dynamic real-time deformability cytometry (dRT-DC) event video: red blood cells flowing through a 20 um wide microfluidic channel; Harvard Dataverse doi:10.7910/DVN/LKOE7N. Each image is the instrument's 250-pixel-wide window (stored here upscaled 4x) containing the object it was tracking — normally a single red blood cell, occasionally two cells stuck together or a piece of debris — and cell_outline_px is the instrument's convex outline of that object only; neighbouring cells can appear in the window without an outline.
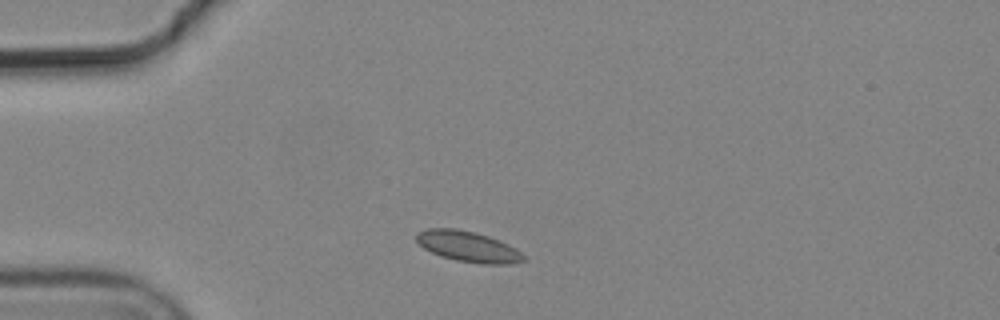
{"species": "common noctule bat (a hibernating species)", "species_latin": "Nyctalus noctula", "temperature_condition": "cold", "stored_images_in_passage": 10, "camera_frame_rate_fps": 3000, "um_per_image_px": 0.085, "animal": {"sex": "male", "body_mass_g": 19.2, "forearm_length_mm": 51.8}, "frame": {"image": 1, "passage_image": 1, "time_ms": 0.0, "image_size_px": [1000, 320], "cell_outline_px": [[524, 260], [516, 264], [484, 264], [456, 260], [440, 256], [424, 248], [416, 240], [416, 232], [428, 228], [456, 228], [476, 232], [488, 236], [508, 244], [516, 248], [524, 256]], "centroid_in_image_um": [39.78, 20.95], "position_along_channel_um": 45.2, "area_um2": 19.19}}
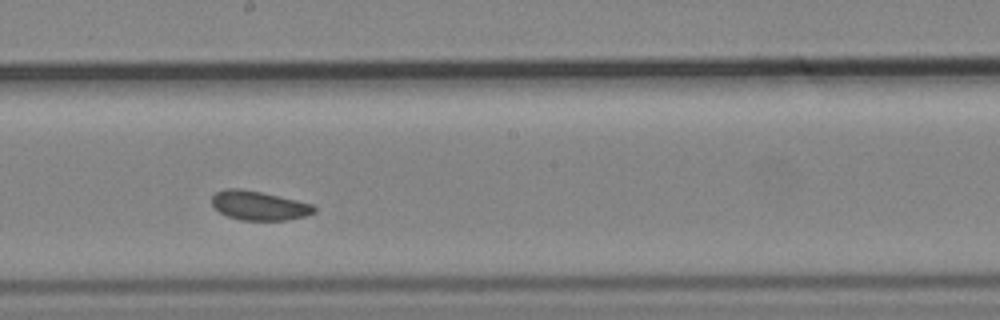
{"frame": {"image": 2, "passage_image": 6, "time_ms": 1.667, "image_size_px": [1000, 320], "cell_outline_px": [[316, 212], [304, 216], [288, 220], [240, 220], [228, 216], [220, 212], [212, 204], [212, 196], [216, 192], [224, 188], [240, 188], [260, 192], [296, 200], [312, 204], [316, 208]], "centroid_in_image_um": [22.0, 17.47], "position_along_channel_um": 226.2, "area_um2": 17.28}}
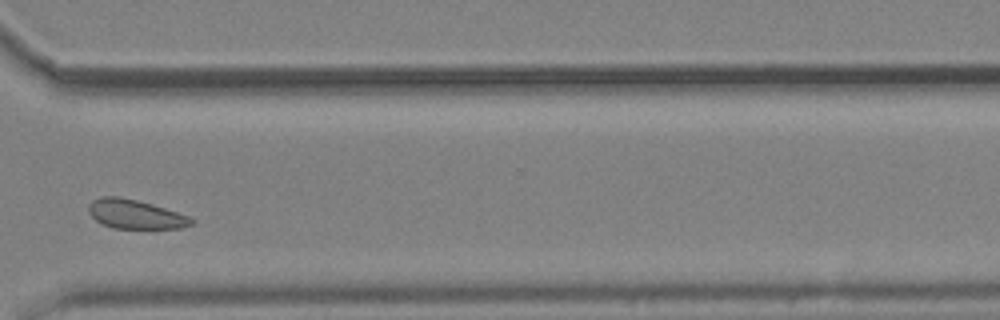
{"frame": {"image": 3, "passage_image": 9, "time_ms": 2.667, "image_size_px": [1000, 320], "cell_outline_px": [[196, 220], [192, 224], [184, 228], [112, 228], [96, 220], [88, 212], [88, 204], [92, 200], [100, 196], [116, 196], [136, 200], [164, 208], [188, 216]], "centroid_in_image_um": [11.48, 18.21], "position_along_channel_um": 359.1, "area_um2": 17.28}}